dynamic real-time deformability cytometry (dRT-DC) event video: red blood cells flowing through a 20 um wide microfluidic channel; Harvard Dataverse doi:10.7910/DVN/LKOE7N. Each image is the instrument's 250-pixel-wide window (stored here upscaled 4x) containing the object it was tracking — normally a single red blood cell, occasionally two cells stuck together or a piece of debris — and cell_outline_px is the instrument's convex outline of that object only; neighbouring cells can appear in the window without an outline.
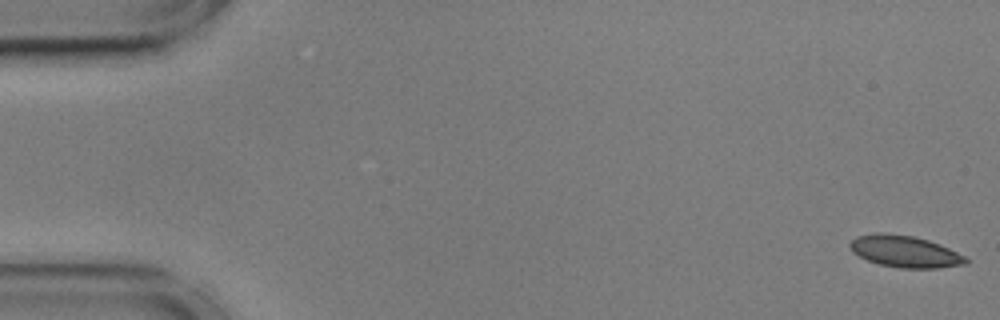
{"species": "common noctule bat (a hibernating species)", "species_latin": "Nyctalus noctula", "temperature_condition": "cold", "stored_images_in_passage": 56, "camera_frame_rate_fps": 3000, "um_per_image_px": 0.085, "animal": {"sex": "male", "body_mass_g": 17.9, "forearm_length_mm": 54.2}, "frame": {"image": 1, "passage_image": 1, "time_ms": 0.0, "image_size_px": [1000, 320], "cell_outline_px": [[968, 264], [940, 268], [900, 268], [880, 264], [868, 260], [852, 252], [848, 244], [856, 236], [872, 232], [884, 232], [912, 236], [928, 240], [940, 244], [964, 256], [968, 260]], "centroid_in_image_um": [76.89, 21.36], "position_along_channel_um": 8.1, "area_um2": 21.5}}
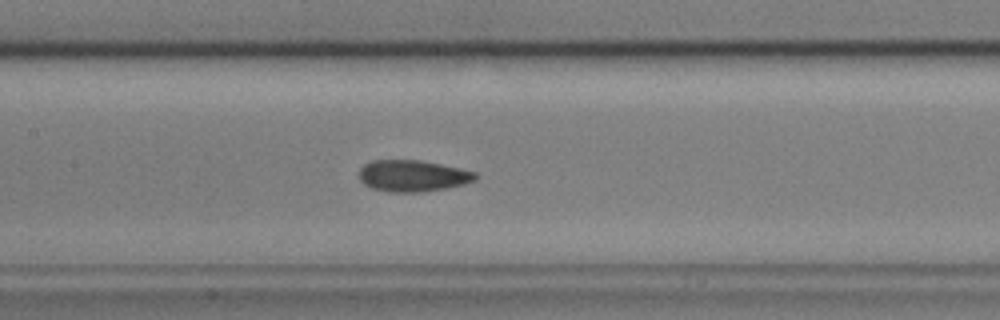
{"frame": {"image": 2, "passage_image": 26, "time_ms": 8.333, "image_size_px": [1000, 320], "cell_outline_px": [[476, 180], [464, 184], [424, 192], [388, 192], [372, 188], [364, 184], [360, 180], [360, 168], [364, 164], [372, 160], [420, 160], [460, 168], [476, 172]], "centroid_in_image_um": [35.07, 14.94], "position_along_channel_um": 172.3, "area_um2": 21.33}}
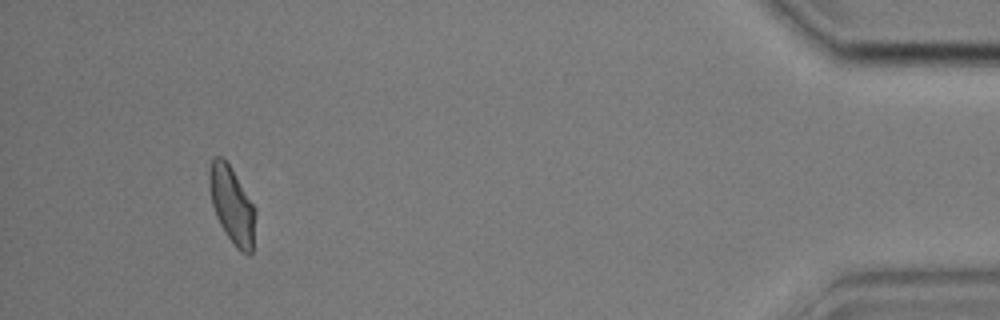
{"frame": {"image": 3, "passage_image": 52, "time_ms": 17.0, "image_size_px": [1000, 320], "cell_outline_px": [[256, 212], [252, 252], [248, 256], [240, 252], [236, 248], [224, 232], [216, 216], [212, 204], [208, 184], [208, 172], [212, 160], [216, 156], [220, 156], [228, 164], [256, 208]], "centroid_in_image_um": [19.72, 17.48], "position_along_channel_um": 415.5, "area_um2": 20.63}, "authors_computed_cell_mechanics": {"area_um2": 21.1548, "velocity_mm_per_s": 3.5708, "shape_relaxation_time_tau1_ms": null, "shape_relaxation_time_tau2_ms": 2.0675, "deformation_change_tau1": null, "deformation_change_tau2": 0.0619}}